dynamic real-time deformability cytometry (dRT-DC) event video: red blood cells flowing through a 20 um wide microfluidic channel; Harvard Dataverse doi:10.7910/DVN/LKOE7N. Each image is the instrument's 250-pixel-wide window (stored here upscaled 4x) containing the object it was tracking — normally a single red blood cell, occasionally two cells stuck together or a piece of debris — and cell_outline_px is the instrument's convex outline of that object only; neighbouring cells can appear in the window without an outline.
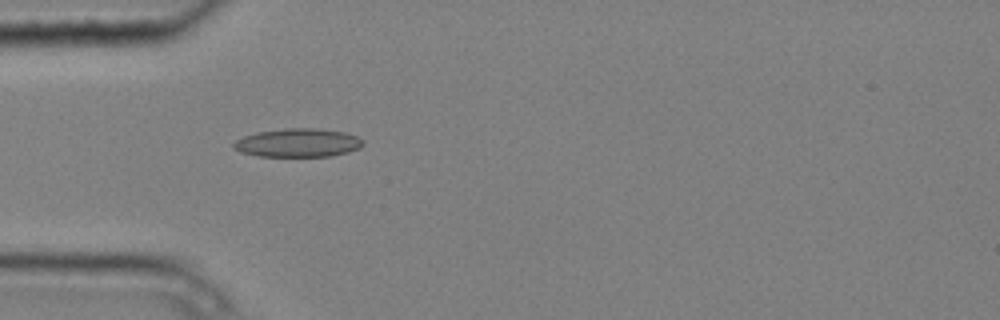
{"species": "common noctule bat (a hibernating species)", "species_latin": "Nyctalus noctula", "temperature_condition": "cold", "stored_images_in_passage": 6, "camera_frame_rate_fps": 3000, "um_per_image_px": 0.085, "animal": {"sex": "male", "body_mass_g": 20.4}, "frame": {"image": 1, "passage_image": 5, "time_ms": 1.333, "image_size_px": [1000, 320], "cell_outline_px": [[364, 144], [360, 148], [348, 152], [332, 156], [256, 156], [240, 152], [232, 148], [232, 144], [236, 140], [244, 136], [256, 132], [284, 128], [316, 128], [344, 132], [356, 136], [364, 140]], "centroid_in_image_um": [25.31, 12.14], "position_along_channel_um": 59.7, "area_um2": 21.68}}
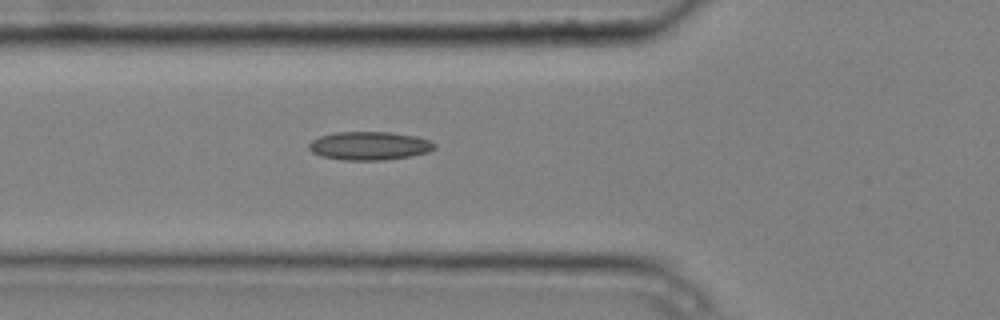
{"frame": {"image": 2, "passage_image": 6, "time_ms": 1.667, "image_size_px": [1000, 320], "cell_outline_px": [[436, 148], [428, 152], [408, 156], [384, 160], [344, 160], [320, 156], [312, 152], [308, 148], [308, 144], [312, 140], [320, 136], [336, 132], [388, 132], [416, 136], [432, 140], [436, 144]], "centroid_in_image_um": [31.4, 12.39], "position_along_channel_um": 94.4, "area_um2": 20.87}}